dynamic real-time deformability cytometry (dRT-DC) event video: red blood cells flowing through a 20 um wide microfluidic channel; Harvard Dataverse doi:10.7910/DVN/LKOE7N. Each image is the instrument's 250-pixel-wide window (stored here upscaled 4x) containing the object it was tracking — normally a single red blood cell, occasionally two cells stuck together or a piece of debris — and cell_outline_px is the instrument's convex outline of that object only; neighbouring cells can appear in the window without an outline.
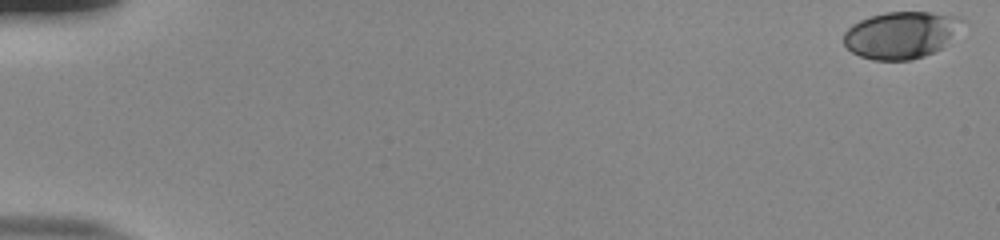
{"species": "human", "species_latin": "Homo sapiens", "temperature_condition": "room temperature", "stored_images_in_passage": 55, "camera_frame_rate_fps": 3000, "um_per_image_px": 0.085, "donor": {"sex": "male"}, "frame": {"image": 1, "passage_image": 1, "time_ms": 0.0, "image_size_px": [1000, 240], "cell_outline_px": [[968, 20], [940, 48], [924, 56], [912, 60], [872, 60], [860, 56], [852, 52], [844, 44], [844, 32], [852, 24], [860, 20], [884, 12], [928, 12], [960, 16]], "centroid_in_image_um": [76.59, 2.96], "position_along_channel_um": 8.4, "area_um2": 32.43}}
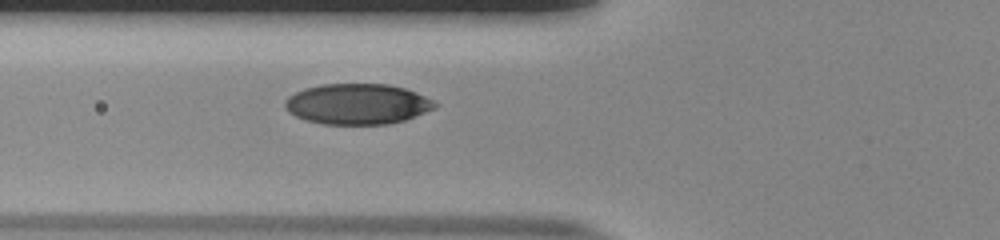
{"frame": {"image": 2, "passage_image": 22, "time_ms": 7.0, "image_size_px": [1000, 240], "cell_outline_px": [[440, 104], [436, 108], [404, 120], [388, 124], [324, 124], [304, 120], [288, 112], [284, 108], [284, 100], [288, 96], [304, 88], [320, 84], [388, 84], [404, 88], [416, 92]], "centroid_in_image_um": [30.35, 8.84], "position_along_channel_um": 95.4, "area_um2": 35.66}}
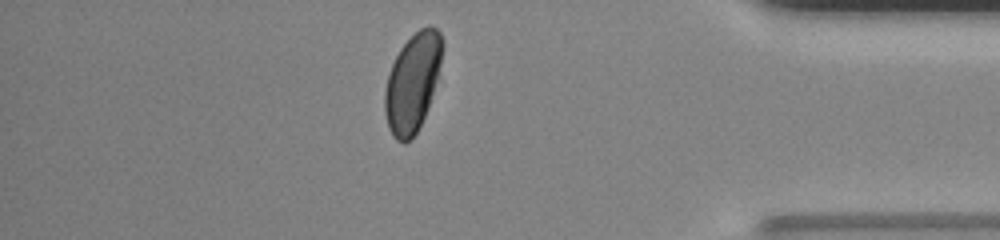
{"frame": {"image": 3, "passage_image": 48, "time_ms": 15.667, "image_size_px": [1000, 240], "cell_outline_px": [[444, 44], [440, 64], [436, 80], [428, 108], [416, 132], [404, 144], [396, 140], [392, 136], [388, 128], [384, 112], [384, 92], [388, 72], [400, 48], [420, 28], [428, 24], [436, 28], [440, 32]], "centroid_in_image_um": [35.05, 7.0], "position_along_channel_um": 400.2, "area_um2": 32.89}, "authors_computed_cell_mechanics": {"area_um2": 34.4488, "velocity_mm_per_s": 3.824, "shape_relaxation_time_tau1_ms": 3.5205, "shape_relaxation_time_tau2_ms": null, "deformation_change_tau1": 0.1475, "deformation_change_tau2": null}}